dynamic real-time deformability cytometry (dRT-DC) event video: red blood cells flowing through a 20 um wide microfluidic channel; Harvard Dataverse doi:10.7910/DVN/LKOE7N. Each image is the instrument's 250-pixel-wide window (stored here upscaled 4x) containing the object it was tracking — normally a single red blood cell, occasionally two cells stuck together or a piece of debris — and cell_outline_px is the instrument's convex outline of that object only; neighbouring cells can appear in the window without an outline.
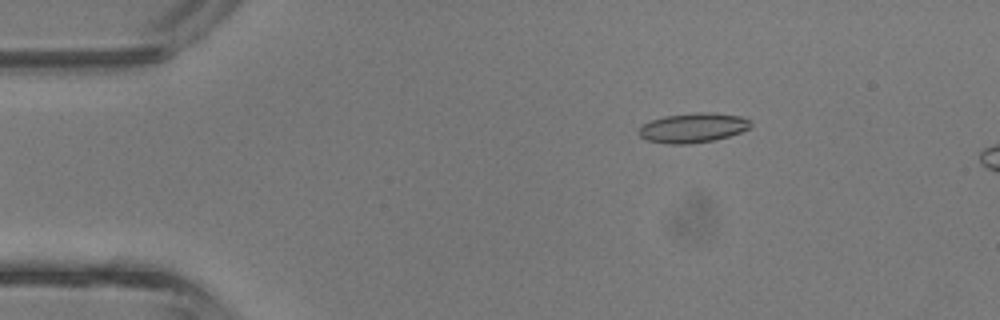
{"species": "common noctule bat (a hibernating species)", "species_latin": "Nyctalus noctula", "temperature_condition": "room temperature", "stored_images_in_passage": 11, "camera_frame_rate_fps": 3000, "um_per_image_px": 0.085, "animal": {"sex": "male", "body_mass_g": 13.3}, "frame": {"image": 1, "passage_image": 7, "time_ms": 2.0, "image_size_px": [1000, 320], "cell_outline_px": [[752, 124], [748, 128], [740, 132], [728, 136], [712, 140], [688, 144], [668, 144], [644, 140], [636, 132], [644, 124], [652, 120], [664, 116], [696, 112], [708, 112], [740, 116], [752, 120]], "centroid_in_image_um": [58.88, 10.86], "position_along_channel_um": 26.1, "area_um2": 19.31}}